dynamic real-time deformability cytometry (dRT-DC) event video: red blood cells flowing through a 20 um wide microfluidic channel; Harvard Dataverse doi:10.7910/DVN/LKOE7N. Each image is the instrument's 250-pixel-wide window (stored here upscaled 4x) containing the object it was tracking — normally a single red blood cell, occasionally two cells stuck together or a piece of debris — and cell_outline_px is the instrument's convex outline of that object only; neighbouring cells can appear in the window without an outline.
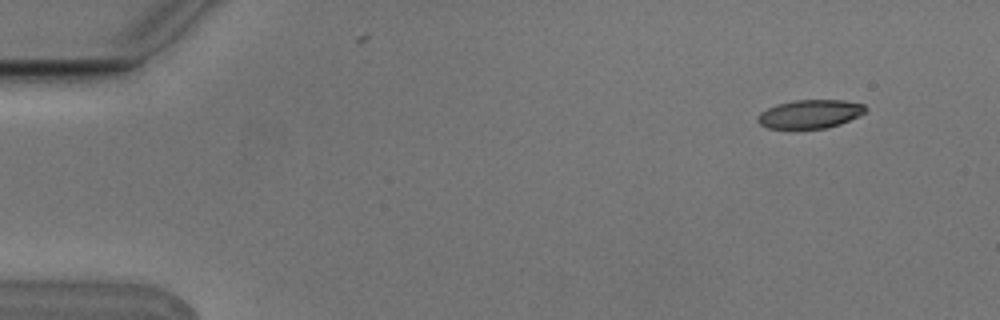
{"species": "Egyptian fruit bat (a non-hibernating species)", "species_latin": "Rousettus aegyptiacus", "temperature_condition": "cold", "stored_images_in_passage": 6, "camera_frame_rate_fps": 3000, "um_per_image_px": 0.085, "animal": {"sex": "male"}, "frame": {"image": 1, "passage_image": 1, "time_ms": 0.0, "image_size_px": [1000, 320], "cell_outline_px": [[868, 108], [864, 112], [840, 124], [824, 128], [792, 132], [768, 128], [760, 124], [756, 120], [756, 116], [760, 112], [776, 104], [796, 100], [844, 100], [864, 104]], "centroid_in_image_um": [68.76, 9.74], "position_along_channel_um": 16.2, "area_um2": 18.61}}
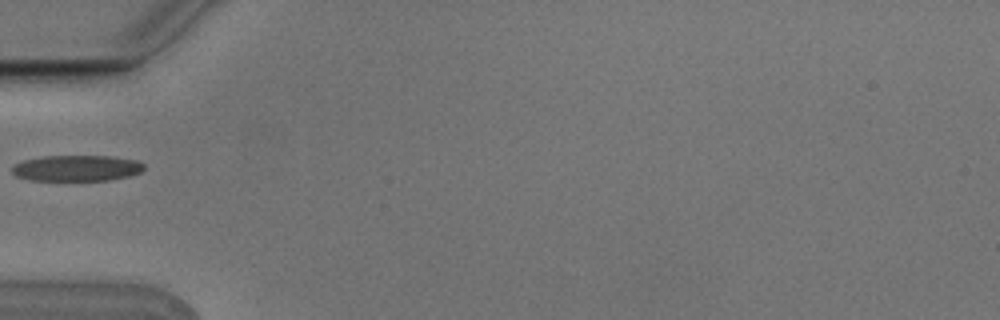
{"frame": {"image": 2, "passage_image": 5, "time_ms": 1.333, "image_size_px": [1000, 320], "cell_outline_px": [[144, 168], [140, 172], [128, 176], [108, 180], [28, 180], [16, 176], [12, 172], [12, 168], [16, 164], [24, 160], [44, 156], [112, 156], [136, 160], [144, 164]], "centroid_in_image_um": [6.52, 14.29], "position_along_channel_um": 78.5, "area_um2": 19.83}}